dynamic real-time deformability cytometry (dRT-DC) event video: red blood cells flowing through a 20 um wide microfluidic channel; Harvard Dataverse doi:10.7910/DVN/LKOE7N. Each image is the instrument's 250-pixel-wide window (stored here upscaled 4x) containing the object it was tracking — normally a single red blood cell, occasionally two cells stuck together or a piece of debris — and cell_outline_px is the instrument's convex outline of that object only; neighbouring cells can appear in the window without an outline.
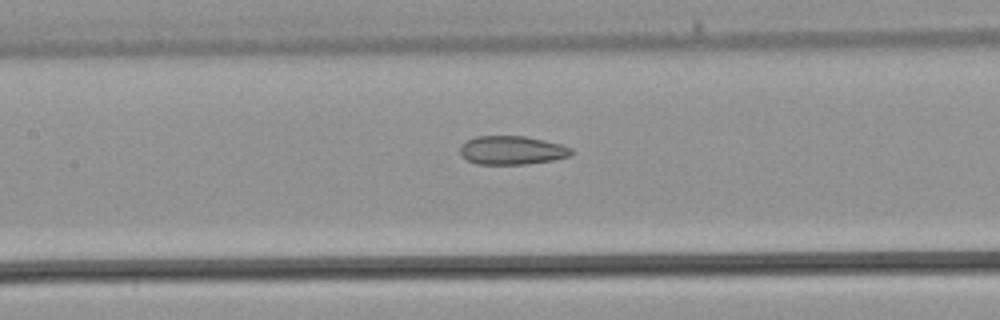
{"species": "common noctule bat (a hibernating species)", "species_latin": "Nyctalus noctula", "temperature_condition": "warm", "stored_images_in_passage": 20, "camera_frame_rate_fps": 3000, "um_per_image_px": 0.085, "animal": {"sex": "male", "body_mass_g": 21.5, "forearm_length_mm": 52.0}, "frame": {"image": 1, "passage_image": 12, "time_ms": 3.667, "image_size_px": [1000, 320], "cell_outline_px": [[572, 152], [568, 156], [552, 160], [524, 164], [476, 164], [460, 156], [460, 148], [468, 140], [476, 136], [524, 136], [564, 144], [572, 148]], "centroid_in_image_um": [43.52, 12.77], "position_along_channel_um": 163.9, "area_um2": 18.5}}
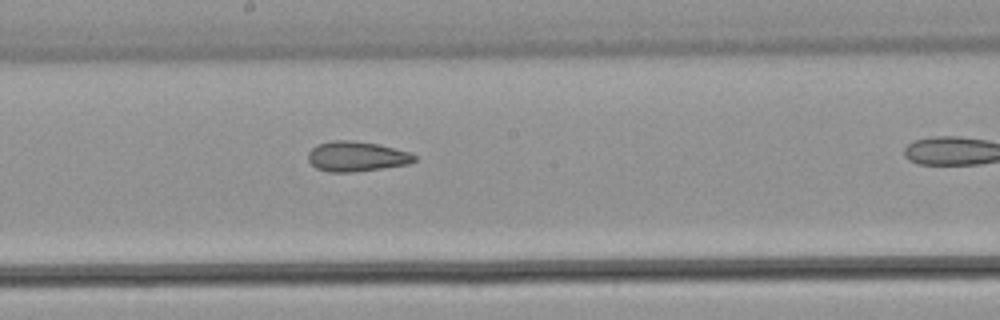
{"frame": {"image": 2, "passage_image": 15, "time_ms": 4.667, "image_size_px": [1000, 320], "cell_outline_px": [[416, 160], [408, 164], [352, 172], [328, 172], [316, 168], [308, 160], [308, 152], [316, 144], [332, 140], [352, 140], [376, 144], [412, 152], [416, 156]], "centroid_in_image_um": [30.29, 13.29], "position_along_channel_um": 217.9, "area_um2": 18.61}}
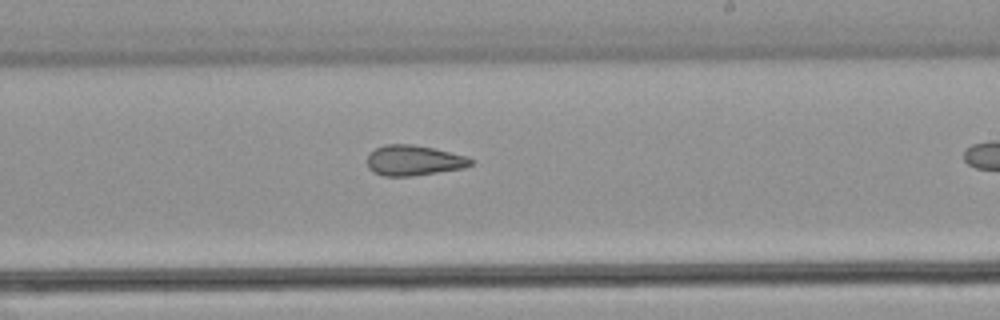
{"frame": {"image": 3, "passage_image": 17, "time_ms": 5.333, "image_size_px": [1000, 320], "cell_outline_px": [[472, 164], [464, 168], [412, 176], [384, 176], [372, 172], [368, 168], [368, 156], [376, 148], [384, 144], [412, 144], [432, 148], [468, 156], [472, 160]], "centroid_in_image_um": [35.17, 13.64], "position_along_channel_um": 253.8, "area_um2": 18.26}}